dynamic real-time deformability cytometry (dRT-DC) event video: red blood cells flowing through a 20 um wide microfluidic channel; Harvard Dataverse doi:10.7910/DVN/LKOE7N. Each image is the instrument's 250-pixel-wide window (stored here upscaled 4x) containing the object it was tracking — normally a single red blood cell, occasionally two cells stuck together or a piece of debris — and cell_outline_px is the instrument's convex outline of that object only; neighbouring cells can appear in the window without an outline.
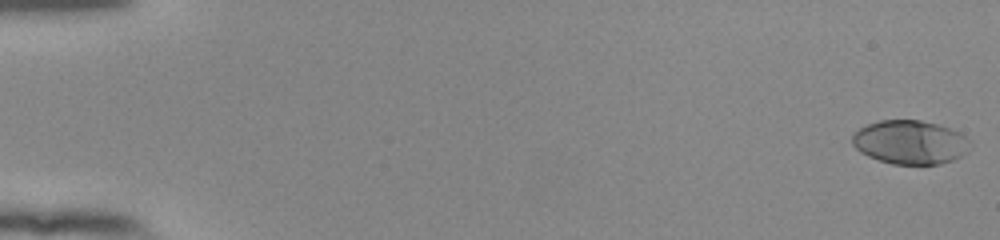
{"species": "human", "species_latin": "Homo sapiens", "temperature_condition": "room temperature", "stored_images_in_passage": 54, "camera_frame_rate_fps": 3000, "um_per_image_px": 0.085, "donor": {"sex": "female"}, "frame": {"image": 1, "passage_image": 1, "time_ms": 0.0, "image_size_px": [1000, 240], "cell_outline_px": [[972, 144], [968, 152], [952, 160], [940, 164], [892, 164], [868, 156], [860, 152], [852, 144], [852, 136], [860, 128], [868, 124], [880, 120], [920, 120], [936, 124], [960, 132]], "centroid_in_image_um": [77.37, 12.09], "position_along_channel_um": 7.6, "area_um2": 30.0}}
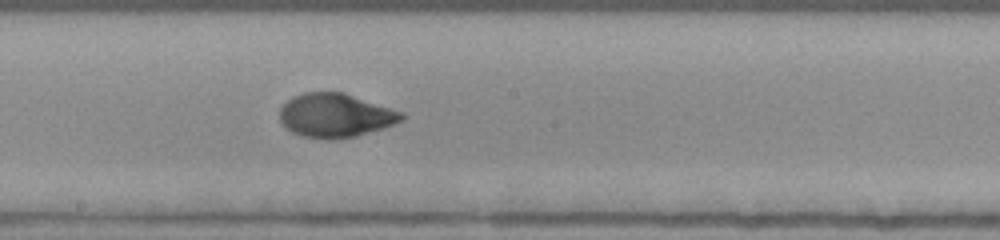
{"frame": {"image": 2, "passage_image": 31, "time_ms": 10.0, "image_size_px": [1000, 240], "cell_outline_px": [[404, 120], [384, 128], [356, 136], [336, 140], [328, 140], [304, 136], [292, 132], [284, 128], [280, 120], [280, 108], [292, 96], [304, 92], [344, 92], [404, 112]], "centroid_in_image_um": [28.52, 9.81], "position_along_channel_um": 219.7, "area_um2": 31.5}}
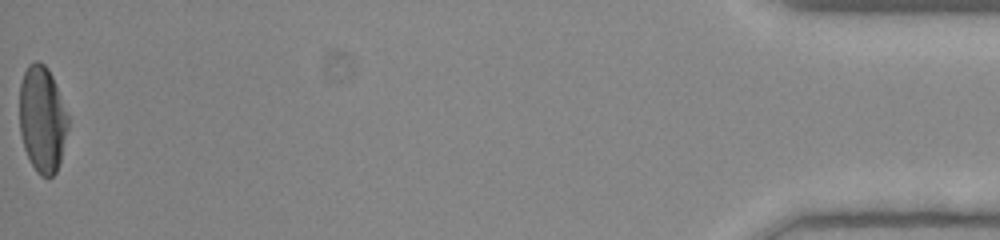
{"frame": {"image": 3, "passage_image": 54, "time_ms": 17.667, "image_size_px": [1000, 240], "cell_outline_px": [[68, 128], [60, 160], [56, 172], [52, 176], [40, 176], [36, 172], [24, 148], [20, 132], [20, 84], [24, 72], [28, 64], [36, 60], [40, 60], [48, 68], [52, 76], [68, 116]], "centroid_in_image_um": [3.58, 10.11], "position_along_channel_um": 431.6, "area_um2": 29.94}, "authors_computed_cell_mechanics": {"area_um2": 30.6629, "velocity_mm_per_s": 3.9471, "shape_relaxation_time_tau1_ms": 4.1486, "shape_relaxation_time_tau2_ms": 1.197, "deformation_change_tau1": 0.2038, "deformation_change_tau2": 0.045}}